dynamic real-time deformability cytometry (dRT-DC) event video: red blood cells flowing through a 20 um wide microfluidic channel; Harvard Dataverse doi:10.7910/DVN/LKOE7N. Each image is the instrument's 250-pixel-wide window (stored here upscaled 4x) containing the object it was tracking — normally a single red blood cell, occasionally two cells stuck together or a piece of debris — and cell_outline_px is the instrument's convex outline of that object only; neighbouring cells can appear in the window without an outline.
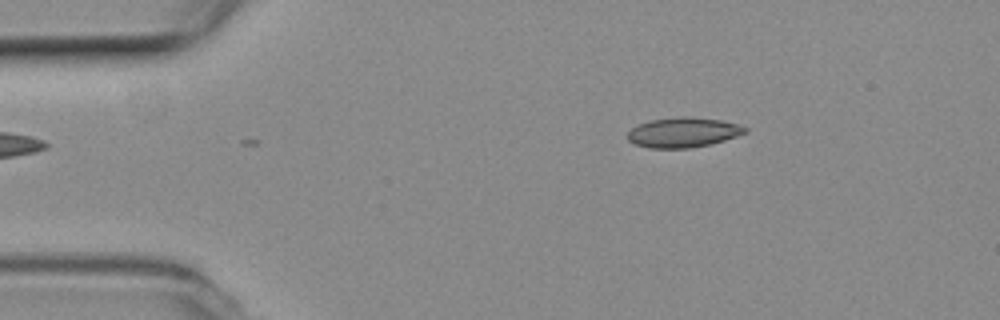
{"species": "common noctule bat (a hibernating species)", "species_latin": "Nyctalus noctula", "temperature_condition": "room temperature", "stored_images_in_passage": 40, "camera_frame_rate_fps": 3000, "um_per_image_px": 0.085, "animal": {"sex": "female", "body_mass_g": 19.3, "forearm_length_mm": 54.1}, "frame": {"image": 1, "passage_image": 1, "time_ms": 0.0, "image_size_px": [1000, 320], "cell_outline_px": [[748, 132], [724, 140], [708, 144], [688, 148], [648, 148], [636, 144], [628, 140], [628, 132], [632, 128], [648, 120], [680, 116], [684, 116], [720, 120], [740, 124], [748, 128]], "centroid_in_image_um": [58.08, 11.24], "position_along_channel_um": 26.9, "area_um2": 20.4}}
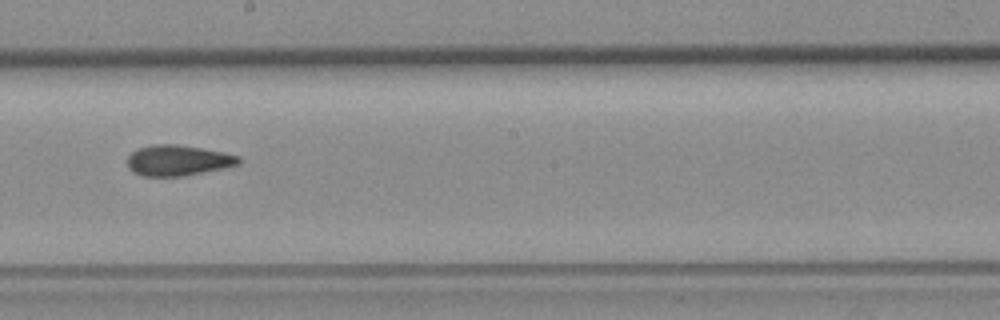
{"frame": {"image": 2, "passage_image": 22, "time_ms": 7.0, "image_size_px": [1000, 320], "cell_outline_px": [[240, 164], [224, 168], [184, 176], [140, 176], [132, 172], [128, 168], [128, 156], [132, 152], [140, 148], [152, 144], [176, 144], [224, 152], [240, 156]], "centroid_in_image_um": [15.12, 13.64], "position_along_channel_um": 233.1, "area_um2": 19.94}}
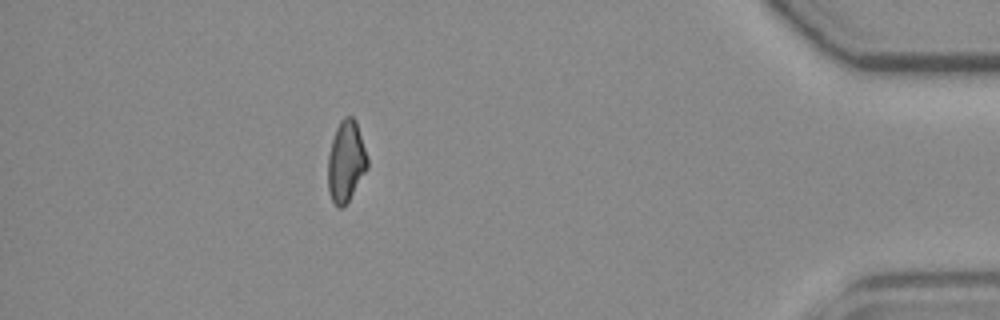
{"frame": {"image": 3, "passage_image": 40, "time_ms": 13.0, "image_size_px": [1000, 320], "cell_outline_px": [[368, 168], [344, 208], [340, 208], [332, 200], [328, 192], [328, 156], [332, 140], [336, 128], [340, 120], [344, 116], [352, 116], [356, 120], [368, 156]], "centroid_in_image_um": [29.42, 13.71], "position_along_channel_um": 405.8, "area_um2": 18.84}, "authors_computed_cell_mechanics": {"area_um2": 19.941, "velocity_mm_per_s": 3.7852, "shape_relaxation_time_tau1_ms": null, "shape_relaxation_time_tau2_ms": 5.2856, "deformation_change_tau1": null, "deformation_change_tau2": 0.1116}}